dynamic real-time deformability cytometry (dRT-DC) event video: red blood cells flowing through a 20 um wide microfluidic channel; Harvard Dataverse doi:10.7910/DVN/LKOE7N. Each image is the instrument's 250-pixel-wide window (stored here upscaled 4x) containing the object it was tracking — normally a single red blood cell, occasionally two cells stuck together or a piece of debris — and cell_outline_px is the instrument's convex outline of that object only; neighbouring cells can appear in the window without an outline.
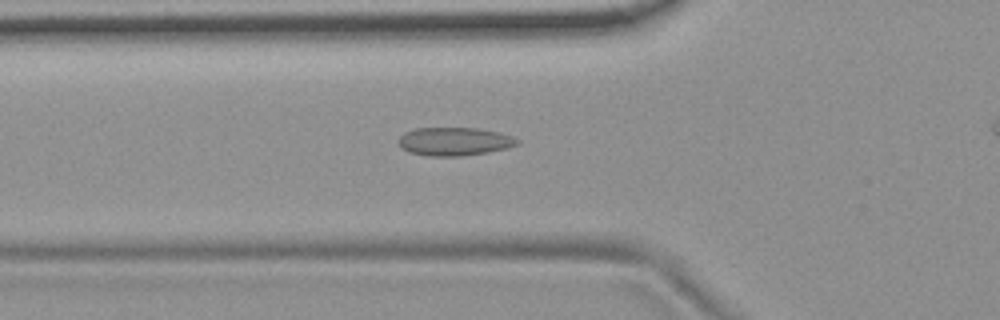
{"species": "common noctule bat (a hibernating species)", "species_latin": "Nyctalus noctula", "temperature_condition": "room temperature", "stored_images_in_passage": 48, "camera_frame_rate_fps": 3000, "um_per_image_px": 0.085, "animal": {"sex": "female", "body_mass_g": 19.9}, "frame": {"image": 1, "passage_image": 19, "time_ms": 6.0, "image_size_px": [1000, 320], "cell_outline_px": [[520, 144], [508, 148], [488, 152], [460, 156], [428, 156], [408, 152], [400, 148], [396, 140], [404, 132], [416, 128], [476, 128], [496, 132], [512, 136], [520, 140]], "centroid_in_image_um": [38.59, 12.03], "position_along_channel_um": 87.2, "area_um2": 19.77}}
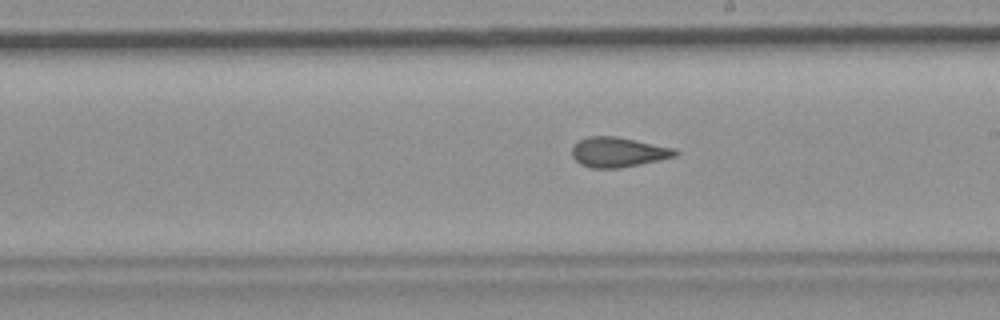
{"frame": {"image": 2, "passage_image": 31, "time_ms": 10.0, "image_size_px": [1000, 320], "cell_outline_px": [[680, 152], [676, 156], [640, 164], [620, 168], [592, 168], [580, 164], [572, 156], [572, 144], [588, 136], [616, 136], [676, 148]], "centroid_in_image_um": [52.54, 12.92], "position_along_channel_um": 236.5, "area_um2": 18.09}}
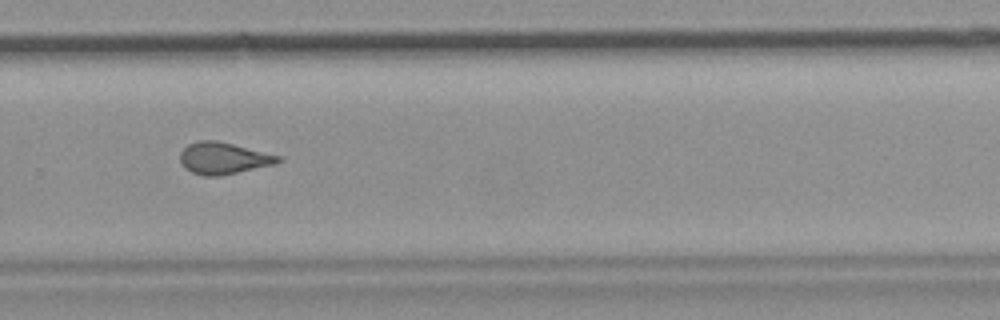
{"frame": {"image": 3, "passage_image": 37, "time_ms": 12.0, "image_size_px": [1000, 320], "cell_outline_px": [[284, 160], [276, 164], [220, 176], [204, 176], [192, 172], [184, 168], [180, 164], [180, 152], [188, 144], [200, 140], [216, 140], [284, 156]], "centroid_in_image_um": [19.03, 13.45], "position_along_channel_um": 310.8, "area_um2": 18.44}}